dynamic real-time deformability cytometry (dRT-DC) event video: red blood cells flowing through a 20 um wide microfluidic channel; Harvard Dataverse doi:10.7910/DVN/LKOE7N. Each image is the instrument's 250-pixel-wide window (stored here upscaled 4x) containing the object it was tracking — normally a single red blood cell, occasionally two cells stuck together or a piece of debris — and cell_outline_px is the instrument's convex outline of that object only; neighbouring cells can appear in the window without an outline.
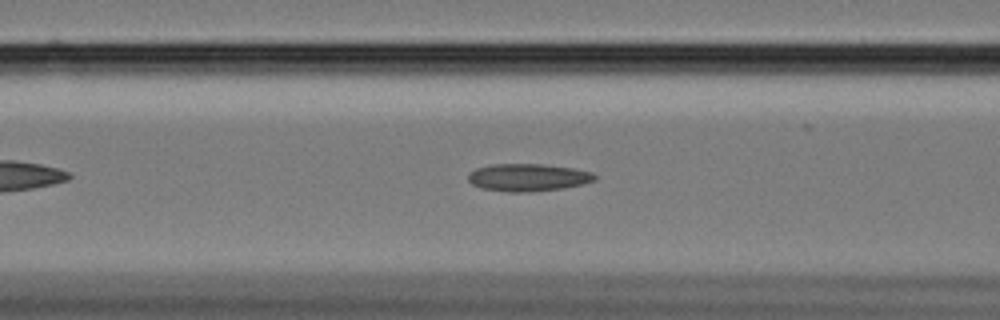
{"species": "Egyptian fruit bat (a non-hibernating species)", "species_latin": "Rousettus aegyptiacus", "temperature_condition": "cold", "stored_images_in_passage": 49, "camera_frame_rate_fps": 3000, "um_per_image_px": 0.085, "animal": {"sex": "female"}, "frame": {"image": 1, "passage_image": 13, "time_ms": 4.0, "image_size_px": [1000, 320], "cell_outline_px": [[596, 180], [564, 188], [532, 192], [508, 192], [480, 188], [472, 184], [468, 180], [468, 172], [476, 168], [492, 164], [544, 164], [572, 168], [592, 172], [596, 176]], "centroid_in_image_um": [44.84, 15.08], "position_along_channel_um": 121.8, "area_um2": 20.4}}
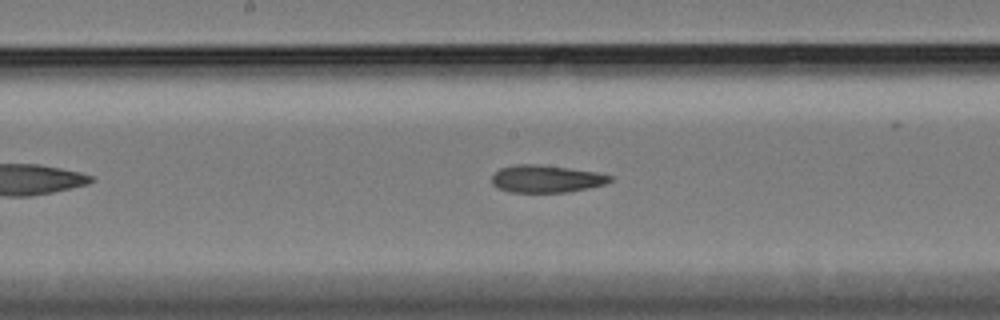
{"frame": {"image": 2, "passage_image": 20, "time_ms": 6.333, "image_size_px": [1000, 320], "cell_outline_px": [[612, 180], [604, 184], [588, 188], [568, 192], [508, 192], [496, 188], [492, 184], [492, 176], [500, 168], [516, 164], [532, 164], [568, 168], [596, 172], [612, 176]], "centroid_in_image_um": [46.39, 15.21], "position_along_channel_um": 201.8, "area_um2": 18.79}}
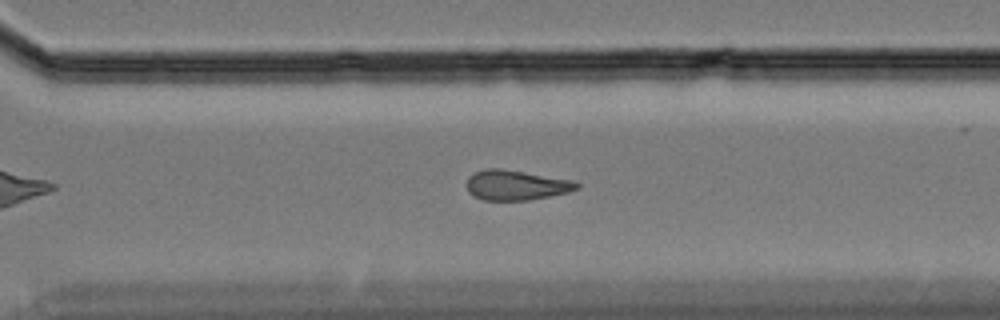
{"frame": {"image": 3, "passage_image": 31, "time_ms": 10.0, "image_size_px": [1000, 320], "cell_outline_px": [[580, 188], [568, 192], [528, 200], [484, 200], [468, 192], [468, 176], [484, 168], [500, 168], [572, 180], [580, 184]], "centroid_in_image_um": [43.87, 15.73], "position_along_channel_um": 326.7, "area_um2": 19.02}, "authors_computed_cell_mechanics": {"area_um2": 19.5364, "velocity_mm_per_s": 3.425, "shape_relaxation_time_tau1_ms": null, "shape_relaxation_time_tau2_ms": 8.271, "deformation_change_tau1": null, "deformation_change_tau2": 0.1765}}